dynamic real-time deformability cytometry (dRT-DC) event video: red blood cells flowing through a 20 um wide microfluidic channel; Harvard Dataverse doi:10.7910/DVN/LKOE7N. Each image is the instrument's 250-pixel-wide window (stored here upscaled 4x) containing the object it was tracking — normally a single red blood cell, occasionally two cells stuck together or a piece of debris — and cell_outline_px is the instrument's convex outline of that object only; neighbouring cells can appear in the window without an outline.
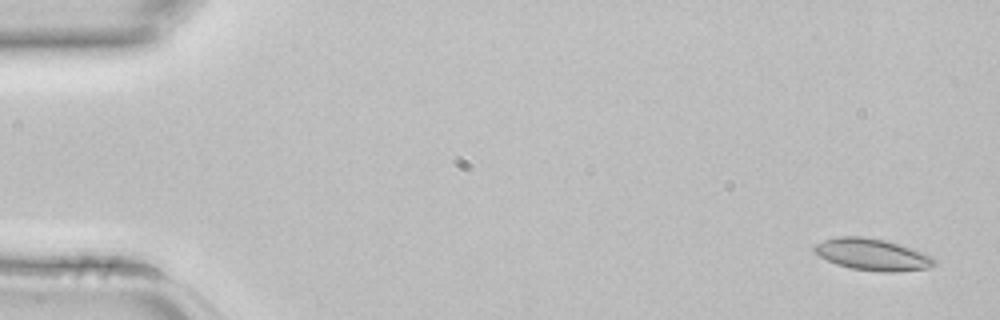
{"species": "common noctule bat (a hibernating species)", "species_latin": "Nyctalus noctula", "temperature_condition": "room temperature", "stored_images_in_passage": 4, "camera_frame_rate_fps": 3000, "um_per_image_px": 0.085, "animal": {"sex": "female", "body_mass_g": 22.7, "forearm_length_mm": 54.2}, "frame": {"image": 1, "passage_image": 1, "time_ms": 0.0, "image_size_px": [1000, 320], "cell_outline_px": [[936, 264], [928, 268], [888, 272], [880, 272], [852, 268], [836, 264], [820, 256], [812, 248], [816, 244], [824, 240], [840, 236], [864, 236], [884, 240], [900, 244], [924, 252], [932, 256], [936, 260]], "centroid_in_image_um": [74.18, 21.62], "position_along_channel_um": 10.8, "area_um2": 22.08}}
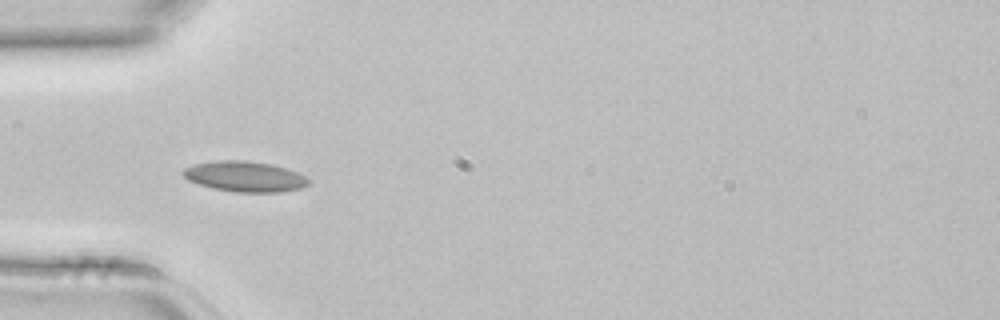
{"frame": {"image": 2, "passage_image": 4, "time_ms": 1.0, "image_size_px": [1000, 320], "cell_outline_px": [[308, 184], [300, 188], [280, 192], [236, 192], [212, 188], [188, 180], [180, 172], [184, 168], [196, 164], [216, 160], [248, 160], [272, 164], [288, 168], [304, 176], [308, 180]], "centroid_in_image_um": [20.79, 14.99], "position_along_channel_um": 64.2, "area_um2": 22.25}}